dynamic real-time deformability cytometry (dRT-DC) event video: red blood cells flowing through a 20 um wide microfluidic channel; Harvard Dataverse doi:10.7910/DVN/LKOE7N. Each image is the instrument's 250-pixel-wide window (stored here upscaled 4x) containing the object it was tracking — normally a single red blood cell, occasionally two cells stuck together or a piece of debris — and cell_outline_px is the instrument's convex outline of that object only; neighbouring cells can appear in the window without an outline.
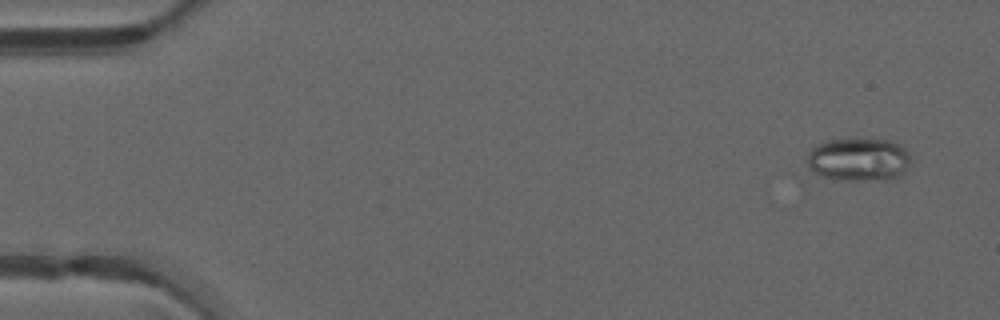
{"species": "common noctule bat (a hibernating species)", "species_latin": "Nyctalus noctula", "temperature_condition": "warm", "stored_images_in_passage": 15, "camera_frame_rate_fps": 3000, "um_per_image_px": 0.085, "animal": {"sex": "male", "forearm_length_mm": 52.5}, "frame": {"image": 1, "passage_image": 3, "time_ms": 0.667, "image_size_px": [1000, 320], "cell_outline_px": [[908, 168], [900, 176], [884, 180], [832, 180], [820, 176], [808, 168], [808, 152], [816, 144], [828, 140], [888, 140], [900, 144], [908, 152]], "centroid_in_image_um": [72.95, 13.58], "position_along_channel_um": 12.0, "area_um2": 26.07}}